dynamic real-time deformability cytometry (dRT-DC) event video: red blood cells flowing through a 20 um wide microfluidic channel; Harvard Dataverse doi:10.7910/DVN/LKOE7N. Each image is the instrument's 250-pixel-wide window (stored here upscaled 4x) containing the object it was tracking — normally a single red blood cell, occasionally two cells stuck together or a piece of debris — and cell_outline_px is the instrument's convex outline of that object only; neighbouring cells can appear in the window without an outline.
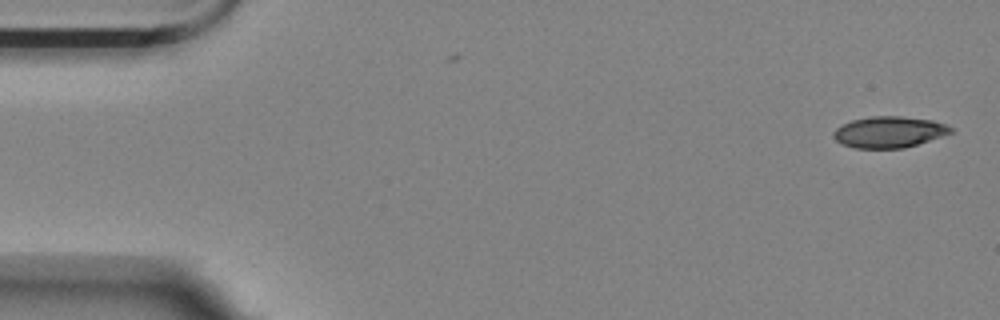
{"species": "Egyptian fruit bat (a non-hibernating species)", "species_latin": "Rousettus aegyptiacus", "temperature_condition": "room temperature", "stored_images_in_passage": 55, "camera_frame_rate_fps": 3000, "um_per_image_px": 0.085, "animal": {"sex": "female"}, "frame": {"image": 1, "passage_image": 1, "time_ms": 0.0, "image_size_px": [1000, 320], "cell_outline_px": [[956, 132], [904, 148], [856, 148], [840, 144], [832, 136], [832, 132], [836, 128], [852, 120], [872, 116], [900, 116], [932, 120], [948, 124]], "centroid_in_image_um": [75.6, 11.22], "position_along_channel_um": 9.4, "area_um2": 21.5}}
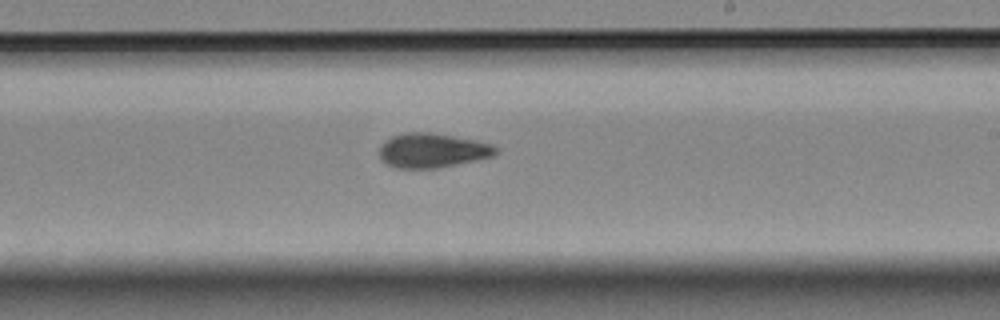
{"frame": {"image": 2, "passage_image": 32, "time_ms": 10.333, "image_size_px": [1000, 320], "cell_outline_px": [[500, 152], [492, 156], [476, 160], [436, 168], [396, 168], [384, 164], [380, 160], [380, 144], [384, 140], [392, 136], [404, 132], [432, 132], [476, 140], [492, 144], [500, 148]], "centroid_in_image_um": [36.73, 12.78], "position_along_channel_um": 252.3, "area_um2": 23.7}}
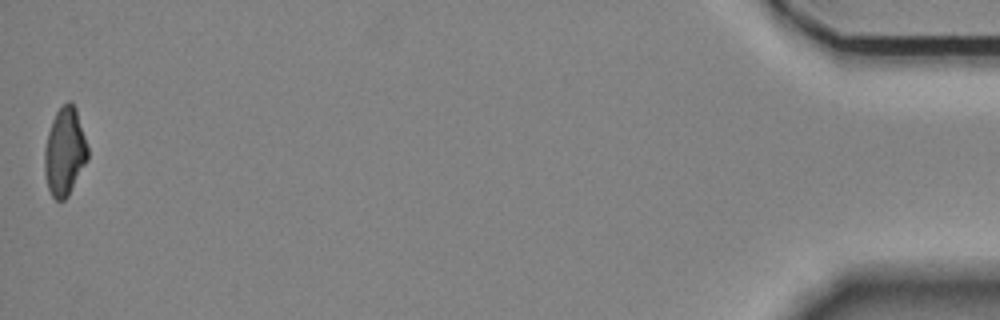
{"frame": {"image": 3, "passage_image": 55, "time_ms": 18.0, "image_size_px": [1000, 320], "cell_outline_px": [[88, 160], [68, 196], [64, 200], [56, 200], [52, 196], [48, 188], [44, 172], [44, 148], [48, 132], [52, 120], [56, 112], [68, 100], [72, 100], [76, 108], [88, 148]], "centroid_in_image_um": [5.5, 12.89], "position_along_channel_um": 429.7, "area_um2": 22.25}, "authors_computed_cell_mechanics": {"area_um2": 23.0044, "velocity_mm_per_s": 3.5361, "shape_relaxation_time_tau1_ms": 5.7563, "shape_relaxation_time_tau2_ms": 5.627, "deformation_change_tau1": 0.1735, "deformation_change_tau2": 0.1188}}